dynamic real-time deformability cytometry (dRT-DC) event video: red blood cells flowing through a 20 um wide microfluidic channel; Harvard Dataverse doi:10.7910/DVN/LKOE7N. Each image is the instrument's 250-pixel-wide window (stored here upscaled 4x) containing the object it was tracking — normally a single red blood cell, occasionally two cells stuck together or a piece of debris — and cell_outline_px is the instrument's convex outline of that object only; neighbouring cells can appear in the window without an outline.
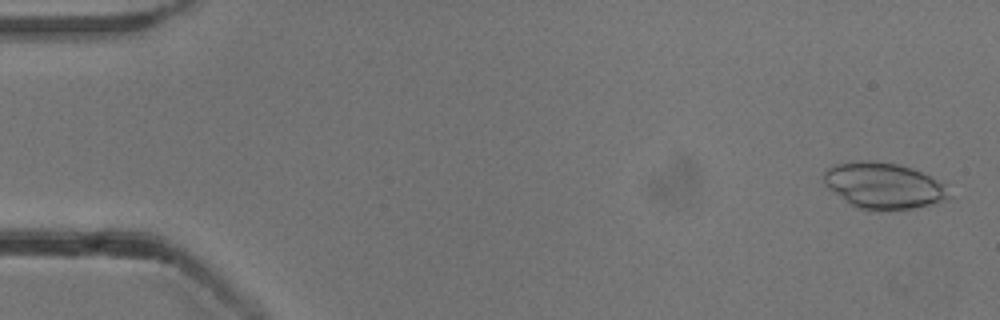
{"species": "common noctule bat (a hibernating species)", "species_latin": "Nyctalus noctula", "temperature_condition": "cold", "stored_images_in_passage": 33, "camera_frame_rate_fps": 3000, "um_per_image_px": 0.085, "animal": {"sex": "male", "body_mass_g": 13.3}, "frame": {"image": 1, "passage_image": 2, "time_ms": 0.333, "image_size_px": [1000, 320], "cell_outline_px": [[952, 196], [944, 200], [932, 204], [912, 208], [876, 212], [856, 208], [828, 188], [824, 184], [824, 172], [828, 168], [836, 164], [856, 160], [872, 160], [900, 164], [912, 168], [940, 180], [944, 184]], "centroid_in_image_um": [75.11, 15.79], "position_along_channel_um": 9.9, "area_um2": 34.1}}
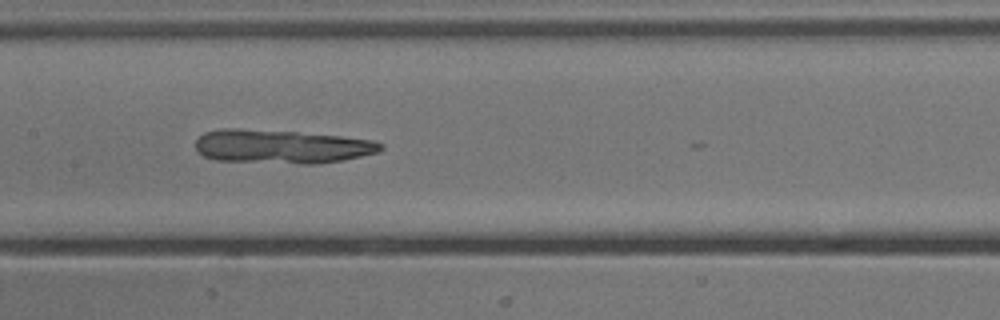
{"frame": {"image": 2, "passage_image": 26, "time_ms": 8.333, "image_size_px": [1000, 320], "cell_outline_px": [[384, 148], [380, 152], [344, 160], [320, 164], [300, 164], [216, 160], [204, 156], [196, 148], [196, 140], [204, 132], [220, 128], [240, 128], [296, 132], [340, 136], [372, 140], [384, 144]], "centroid_in_image_um": [23.96, 12.46], "position_along_channel_um": 183.4, "area_um2": 36.7}}
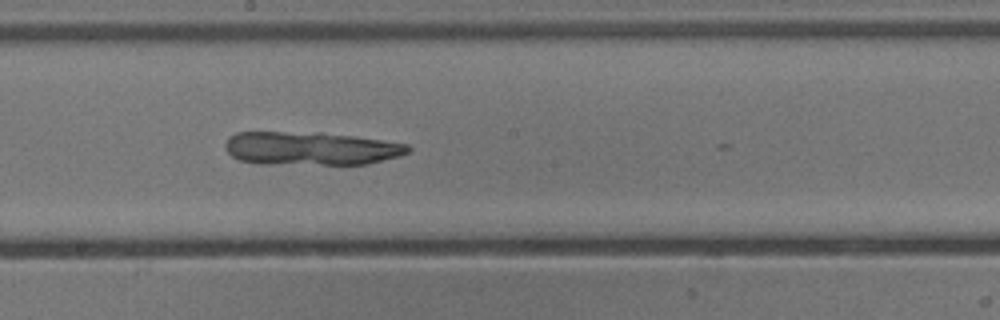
{"frame": {"image": 3, "passage_image": 29, "time_ms": 9.333, "image_size_px": [1000, 320], "cell_outline_px": [[412, 148], [408, 152], [400, 156], [368, 164], [260, 164], [240, 160], [232, 156], [224, 148], [224, 144], [228, 136], [236, 132], [320, 132], [356, 136], [408, 144]], "centroid_in_image_um": [26.4, 12.61], "position_along_channel_um": 221.8, "area_um2": 35.95}}